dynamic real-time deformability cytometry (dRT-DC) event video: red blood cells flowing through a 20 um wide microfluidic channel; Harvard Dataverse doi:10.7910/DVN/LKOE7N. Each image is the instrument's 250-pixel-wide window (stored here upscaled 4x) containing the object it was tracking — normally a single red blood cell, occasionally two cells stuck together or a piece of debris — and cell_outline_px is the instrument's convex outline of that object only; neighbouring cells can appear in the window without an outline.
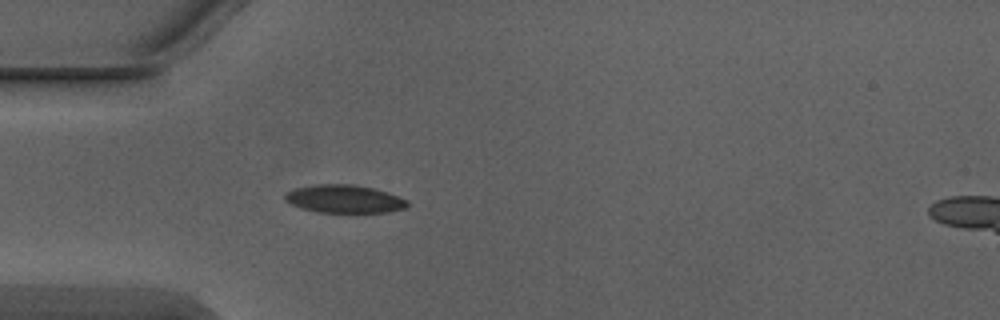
{"species": "Egyptian fruit bat (a non-hibernating species)", "species_latin": "Rousettus aegyptiacus", "temperature_condition": "warm", "stored_images_in_passage": 4, "camera_frame_rate_fps": 3000, "um_per_image_px": 0.085, "animal": {"sex": "male"}, "frame": {"image": 1, "passage_image": 4, "time_ms": 1.0, "image_size_px": [1000, 320], "cell_outline_px": [[408, 208], [388, 212], [316, 212], [300, 208], [284, 200], [284, 192], [296, 188], [312, 184], [352, 184], [372, 188], [388, 192], [408, 200]], "centroid_in_image_um": [29.25, 16.9], "position_along_channel_um": 55.7, "area_um2": 20.17}}